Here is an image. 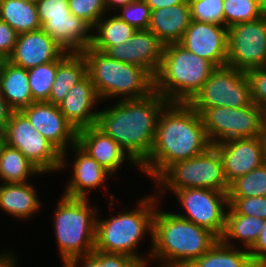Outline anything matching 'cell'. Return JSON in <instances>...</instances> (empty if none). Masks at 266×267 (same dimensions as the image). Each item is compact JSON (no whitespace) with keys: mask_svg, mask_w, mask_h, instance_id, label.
<instances>
[{"mask_svg":"<svg viewBox=\"0 0 266 267\" xmlns=\"http://www.w3.org/2000/svg\"><path fill=\"white\" fill-rule=\"evenodd\" d=\"M72 15L84 20L92 28L107 13L105 0H68Z\"/></svg>","mask_w":266,"mask_h":267,"instance_id":"obj_38","label":"cell"},{"mask_svg":"<svg viewBox=\"0 0 266 267\" xmlns=\"http://www.w3.org/2000/svg\"><path fill=\"white\" fill-rule=\"evenodd\" d=\"M6 144L17 148L42 173L60 171L62 153L49 142L21 111H14L3 130Z\"/></svg>","mask_w":266,"mask_h":267,"instance_id":"obj_12","label":"cell"},{"mask_svg":"<svg viewBox=\"0 0 266 267\" xmlns=\"http://www.w3.org/2000/svg\"><path fill=\"white\" fill-rule=\"evenodd\" d=\"M70 150L74 155L71 166L72 176L69 178L62 195L70 198H90L89 195L92 190L103 187L108 195L109 187L106 182L114 175L84 152L77 144L71 146Z\"/></svg>","mask_w":266,"mask_h":267,"instance_id":"obj_18","label":"cell"},{"mask_svg":"<svg viewBox=\"0 0 266 267\" xmlns=\"http://www.w3.org/2000/svg\"><path fill=\"white\" fill-rule=\"evenodd\" d=\"M53 213L54 233L63 267L94 251L98 209L90 198L61 194Z\"/></svg>","mask_w":266,"mask_h":267,"instance_id":"obj_6","label":"cell"},{"mask_svg":"<svg viewBox=\"0 0 266 267\" xmlns=\"http://www.w3.org/2000/svg\"><path fill=\"white\" fill-rule=\"evenodd\" d=\"M14 251L11 250H2L0 252V267H16L17 266V256L12 253Z\"/></svg>","mask_w":266,"mask_h":267,"instance_id":"obj_44","label":"cell"},{"mask_svg":"<svg viewBox=\"0 0 266 267\" xmlns=\"http://www.w3.org/2000/svg\"><path fill=\"white\" fill-rule=\"evenodd\" d=\"M201 118L212 145L264 134V110L255 103L243 108L210 107L201 114Z\"/></svg>","mask_w":266,"mask_h":267,"instance_id":"obj_10","label":"cell"},{"mask_svg":"<svg viewBox=\"0 0 266 267\" xmlns=\"http://www.w3.org/2000/svg\"><path fill=\"white\" fill-rule=\"evenodd\" d=\"M159 203L156 194L152 193L139 198L133 209L119 211L114 216L109 214L104 219L97 214L94 250L125 254L147 267L153 246V218ZM145 235L151 240L148 254L138 252Z\"/></svg>","mask_w":266,"mask_h":267,"instance_id":"obj_4","label":"cell"},{"mask_svg":"<svg viewBox=\"0 0 266 267\" xmlns=\"http://www.w3.org/2000/svg\"><path fill=\"white\" fill-rule=\"evenodd\" d=\"M136 0H105V8L107 13H114L120 7L130 4ZM112 10V11H111Z\"/></svg>","mask_w":266,"mask_h":267,"instance_id":"obj_46","label":"cell"},{"mask_svg":"<svg viewBox=\"0 0 266 267\" xmlns=\"http://www.w3.org/2000/svg\"><path fill=\"white\" fill-rule=\"evenodd\" d=\"M216 67L179 43L164 46L162 63L154 77V91L168 102L188 103Z\"/></svg>","mask_w":266,"mask_h":267,"instance_id":"obj_7","label":"cell"},{"mask_svg":"<svg viewBox=\"0 0 266 267\" xmlns=\"http://www.w3.org/2000/svg\"><path fill=\"white\" fill-rule=\"evenodd\" d=\"M259 5L262 15L266 17V0H259Z\"/></svg>","mask_w":266,"mask_h":267,"instance_id":"obj_49","label":"cell"},{"mask_svg":"<svg viewBox=\"0 0 266 267\" xmlns=\"http://www.w3.org/2000/svg\"><path fill=\"white\" fill-rule=\"evenodd\" d=\"M224 26L230 28L242 22L261 18L259 0H223Z\"/></svg>","mask_w":266,"mask_h":267,"instance_id":"obj_34","label":"cell"},{"mask_svg":"<svg viewBox=\"0 0 266 267\" xmlns=\"http://www.w3.org/2000/svg\"><path fill=\"white\" fill-rule=\"evenodd\" d=\"M18 33L0 19V60H8L15 48Z\"/></svg>","mask_w":266,"mask_h":267,"instance_id":"obj_41","label":"cell"},{"mask_svg":"<svg viewBox=\"0 0 266 267\" xmlns=\"http://www.w3.org/2000/svg\"><path fill=\"white\" fill-rule=\"evenodd\" d=\"M264 133L266 134V110L264 111Z\"/></svg>","mask_w":266,"mask_h":267,"instance_id":"obj_50","label":"cell"},{"mask_svg":"<svg viewBox=\"0 0 266 267\" xmlns=\"http://www.w3.org/2000/svg\"><path fill=\"white\" fill-rule=\"evenodd\" d=\"M173 195L184 210V214L176 212L177 216L210 230L218 238L222 236L229 208L227 193L207 188H183Z\"/></svg>","mask_w":266,"mask_h":267,"instance_id":"obj_13","label":"cell"},{"mask_svg":"<svg viewBox=\"0 0 266 267\" xmlns=\"http://www.w3.org/2000/svg\"><path fill=\"white\" fill-rule=\"evenodd\" d=\"M228 201L236 214L266 219V196L228 198Z\"/></svg>","mask_w":266,"mask_h":267,"instance_id":"obj_39","label":"cell"},{"mask_svg":"<svg viewBox=\"0 0 266 267\" xmlns=\"http://www.w3.org/2000/svg\"><path fill=\"white\" fill-rule=\"evenodd\" d=\"M191 20L224 25L223 0H189Z\"/></svg>","mask_w":266,"mask_h":267,"instance_id":"obj_36","label":"cell"},{"mask_svg":"<svg viewBox=\"0 0 266 267\" xmlns=\"http://www.w3.org/2000/svg\"><path fill=\"white\" fill-rule=\"evenodd\" d=\"M6 145L5 135L3 131H0V156L2 154L3 148Z\"/></svg>","mask_w":266,"mask_h":267,"instance_id":"obj_48","label":"cell"},{"mask_svg":"<svg viewBox=\"0 0 266 267\" xmlns=\"http://www.w3.org/2000/svg\"><path fill=\"white\" fill-rule=\"evenodd\" d=\"M213 146L221 157L229 184L263 165L261 137L230 139Z\"/></svg>","mask_w":266,"mask_h":267,"instance_id":"obj_19","label":"cell"},{"mask_svg":"<svg viewBox=\"0 0 266 267\" xmlns=\"http://www.w3.org/2000/svg\"><path fill=\"white\" fill-rule=\"evenodd\" d=\"M189 3L151 10L148 30L153 32L164 45L179 43L190 25Z\"/></svg>","mask_w":266,"mask_h":267,"instance_id":"obj_24","label":"cell"},{"mask_svg":"<svg viewBox=\"0 0 266 267\" xmlns=\"http://www.w3.org/2000/svg\"><path fill=\"white\" fill-rule=\"evenodd\" d=\"M179 44L216 68L227 66L228 28L224 25L191 20Z\"/></svg>","mask_w":266,"mask_h":267,"instance_id":"obj_16","label":"cell"},{"mask_svg":"<svg viewBox=\"0 0 266 267\" xmlns=\"http://www.w3.org/2000/svg\"><path fill=\"white\" fill-rule=\"evenodd\" d=\"M76 144L112 175L119 172L125 162L140 171V166L127 152L96 125L78 131Z\"/></svg>","mask_w":266,"mask_h":267,"instance_id":"obj_20","label":"cell"},{"mask_svg":"<svg viewBox=\"0 0 266 267\" xmlns=\"http://www.w3.org/2000/svg\"><path fill=\"white\" fill-rule=\"evenodd\" d=\"M253 103L246 72L217 67L188 104L200 115L210 107L243 108Z\"/></svg>","mask_w":266,"mask_h":267,"instance_id":"obj_9","label":"cell"},{"mask_svg":"<svg viewBox=\"0 0 266 267\" xmlns=\"http://www.w3.org/2000/svg\"><path fill=\"white\" fill-rule=\"evenodd\" d=\"M266 196V165L251 170L229 184L228 198Z\"/></svg>","mask_w":266,"mask_h":267,"instance_id":"obj_32","label":"cell"},{"mask_svg":"<svg viewBox=\"0 0 266 267\" xmlns=\"http://www.w3.org/2000/svg\"><path fill=\"white\" fill-rule=\"evenodd\" d=\"M0 19L7 22L18 34L42 28L36 2L27 0H0Z\"/></svg>","mask_w":266,"mask_h":267,"instance_id":"obj_30","label":"cell"},{"mask_svg":"<svg viewBox=\"0 0 266 267\" xmlns=\"http://www.w3.org/2000/svg\"><path fill=\"white\" fill-rule=\"evenodd\" d=\"M248 76L252 101L262 110H266V67L255 68L246 72Z\"/></svg>","mask_w":266,"mask_h":267,"instance_id":"obj_40","label":"cell"},{"mask_svg":"<svg viewBox=\"0 0 266 267\" xmlns=\"http://www.w3.org/2000/svg\"><path fill=\"white\" fill-rule=\"evenodd\" d=\"M186 267H256L250 253L241 246L232 247L220 239L201 257Z\"/></svg>","mask_w":266,"mask_h":267,"instance_id":"obj_28","label":"cell"},{"mask_svg":"<svg viewBox=\"0 0 266 267\" xmlns=\"http://www.w3.org/2000/svg\"><path fill=\"white\" fill-rule=\"evenodd\" d=\"M87 75L86 59L81 52H65L58 59L54 83L47 102L58 105L70 89Z\"/></svg>","mask_w":266,"mask_h":267,"instance_id":"obj_26","label":"cell"},{"mask_svg":"<svg viewBox=\"0 0 266 267\" xmlns=\"http://www.w3.org/2000/svg\"><path fill=\"white\" fill-rule=\"evenodd\" d=\"M98 102L102 101L87 74L70 89L58 107L67 122L78 132L96 125L99 110L95 108L98 106Z\"/></svg>","mask_w":266,"mask_h":267,"instance_id":"obj_21","label":"cell"},{"mask_svg":"<svg viewBox=\"0 0 266 267\" xmlns=\"http://www.w3.org/2000/svg\"><path fill=\"white\" fill-rule=\"evenodd\" d=\"M44 174L17 148L4 146L0 156V183H25L31 181L30 177Z\"/></svg>","mask_w":266,"mask_h":267,"instance_id":"obj_31","label":"cell"},{"mask_svg":"<svg viewBox=\"0 0 266 267\" xmlns=\"http://www.w3.org/2000/svg\"><path fill=\"white\" fill-rule=\"evenodd\" d=\"M42 29L67 52H82L91 46L92 27L72 15L68 0H38Z\"/></svg>","mask_w":266,"mask_h":267,"instance_id":"obj_11","label":"cell"},{"mask_svg":"<svg viewBox=\"0 0 266 267\" xmlns=\"http://www.w3.org/2000/svg\"><path fill=\"white\" fill-rule=\"evenodd\" d=\"M227 66L243 72L266 67V17L228 28Z\"/></svg>","mask_w":266,"mask_h":267,"instance_id":"obj_14","label":"cell"},{"mask_svg":"<svg viewBox=\"0 0 266 267\" xmlns=\"http://www.w3.org/2000/svg\"><path fill=\"white\" fill-rule=\"evenodd\" d=\"M58 60L28 69L33 102L48 101L55 80Z\"/></svg>","mask_w":266,"mask_h":267,"instance_id":"obj_33","label":"cell"},{"mask_svg":"<svg viewBox=\"0 0 266 267\" xmlns=\"http://www.w3.org/2000/svg\"><path fill=\"white\" fill-rule=\"evenodd\" d=\"M265 219L236 214L230 207L226 213L225 228L219 238L223 243L237 247L236 242L249 250L257 241L262 231ZM232 241V242H230Z\"/></svg>","mask_w":266,"mask_h":267,"instance_id":"obj_27","label":"cell"},{"mask_svg":"<svg viewBox=\"0 0 266 267\" xmlns=\"http://www.w3.org/2000/svg\"><path fill=\"white\" fill-rule=\"evenodd\" d=\"M20 111L28 118L35 129L62 153L60 172L65 170L69 166L67 160L70 161V158L67 157L70 154L67 152H70L68 150L70 146L76 144L77 132L67 122L58 105L47 101L33 102Z\"/></svg>","mask_w":266,"mask_h":267,"instance_id":"obj_15","label":"cell"},{"mask_svg":"<svg viewBox=\"0 0 266 267\" xmlns=\"http://www.w3.org/2000/svg\"><path fill=\"white\" fill-rule=\"evenodd\" d=\"M156 206L153 218V246L149 258L157 267H186L204 255L219 238L210 230L197 226L174 212ZM152 259V260H151Z\"/></svg>","mask_w":266,"mask_h":267,"instance_id":"obj_3","label":"cell"},{"mask_svg":"<svg viewBox=\"0 0 266 267\" xmlns=\"http://www.w3.org/2000/svg\"><path fill=\"white\" fill-rule=\"evenodd\" d=\"M248 251L256 267H266V219L257 241Z\"/></svg>","mask_w":266,"mask_h":267,"instance_id":"obj_42","label":"cell"},{"mask_svg":"<svg viewBox=\"0 0 266 267\" xmlns=\"http://www.w3.org/2000/svg\"><path fill=\"white\" fill-rule=\"evenodd\" d=\"M14 111L0 92V131L5 129Z\"/></svg>","mask_w":266,"mask_h":267,"instance_id":"obj_43","label":"cell"},{"mask_svg":"<svg viewBox=\"0 0 266 267\" xmlns=\"http://www.w3.org/2000/svg\"><path fill=\"white\" fill-rule=\"evenodd\" d=\"M81 53L102 103L111 98L142 99L154 92V77L146 69L110 58L91 46Z\"/></svg>","mask_w":266,"mask_h":267,"instance_id":"obj_5","label":"cell"},{"mask_svg":"<svg viewBox=\"0 0 266 267\" xmlns=\"http://www.w3.org/2000/svg\"><path fill=\"white\" fill-rule=\"evenodd\" d=\"M168 103L155 91L142 99L110 102L99 110L96 126L140 166L152 151L158 119Z\"/></svg>","mask_w":266,"mask_h":267,"instance_id":"obj_2","label":"cell"},{"mask_svg":"<svg viewBox=\"0 0 266 267\" xmlns=\"http://www.w3.org/2000/svg\"><path fill=\"white\" fill-rule=\"evenodd\" d=\"M70 267H143L135 258L121 253L94 250L79 257Z\"/></svg>","mask_w":266,"mask_h":267,"instance_id":"obj_35","label":"cell"},{"mask_svg":"<svg viewBox=\"0 0 266 267\" xmlns=\"http://www.w3.org/2000/svg\"><path fill=\"white\" fill-rule=\"evenodd\" d=\"M114 13L136 30H147L149 28L151 8L144 0H136L122 6Z\"/></svg>","mask_w":266,"mask_h":267,"instance_id":"obj_37","label":"cell"},{"mask_svg":"<svg viewBox=\"0 0 266 267\" xmlns=\"http://www.w3.org/2000/svg\"><path fill=\"white\" fill-rule=\"evenodd\" d=\"M65 52L66 50L41 28L18 34L14 51L8 61L28 70L47 62L56 61Z\"/></svg>","mask_w":266,"mask_h":267,"instance_id":"obj_22","label":"cell"},{"mask_svg":"<svg viewBox=\"0 0 266 267\" xmlns=\"http://www.w3.org/2000/svg\"><path fill=\"white\" fill-rule=\"evenodd\" d=\"M263 164L266 165V134L261 136Z\"/></svg>","mask_w":266,"mask_h":267,"instance_id":"obj_47","label":"cell"},{"mask_svg":"<svg viewBox=\"0 0 266 267\" xmlns=\"http://www.w3.org/2000/svg\"><path fill=\"white\" fill-rule=\"evenodd\" d=\"M210 146L201 115L188 103L169 102L159 116L152 151L140 171L154 181L171 164L199 155Z\"/></svg>","mask_w":266,"mask_h":267,"instance_id":"obj_1","label":"cell"},{"mask_svg":"<svg viewBox=\"0 0 266 267\" xmlns=\"http://www.w3.org/2000/svg\"><path fill=\"white\" fill-rule=\"evenodd\" d=\"M151 182L155 184V191L158 188L154 193L160 201L169 191L172 194L183 188L229 191L221 157L213 145L199 155L171 164Z\"/></svg>","mask_w":266,"mask_h":267,"instance_id":"obj_8","label":"cell"},{"mask_svg":"<svg viewBox=\"0 0 266 267\" xmlns=\"http://www.w3.org/2000/svg\"><path fill=\"white\" fill-rule=\"evenodd\" d=\"M136 29L121 20L115 13H106L92 29L91 47L105 52L109 47L127 42Z\"/></svg>","mask_w":266,"mask_h":267,"instance_id":"obj_29","label":"cell"},{"mask_svg":"<svg viewBox=\"0 0 266 267\" xmlns=\"http://www.w3.org/2000/svg\"><path fill=\"white\" fill-rule=\"evenodd\" d=\"M38 189L30 181L25 183L0 184V210L20 221L31 220L32 215L40 213L43 203Z\"/></svg>","mask_w":266,"mask_h":267,"instance_id":"obj_23","label":"cell"},{"mask_svg":"<svg viewBox=\"0 0 266 267\" xmlns=\"http://www.w3.org/2000/svg\"><path fill=\"white\" fill-rule=\"evenodd\" d=\"M0 92L15 111H20L33 103L28 70L13 65L8 60H1Z\"/></svg>","mask_w":266,"mask_h":267,"instance_id":"obj_25","label":"cell"},{"mask_svg":"<svg viewBox=\"0 0 266 267\" xmlns=\"http://www.w3.org/2000/svg\"><path fill=\"white\" fill-rule=\"evenodd\" d=\"M151 10L170 7L172 5L188 3L189 0H144Z\"/></svg>","mask_w":266,"mask_h":267,"instance_id":"obj_45","label":"cell"},{"mask_svg":"<svg viewBox=\"0 0 266 267\" xmlns=\"http://www.w3.org/2000/svg\"><path fill=\"white\" fill-rule=\"evenodd\" d=\"M164 46L150 30H136L127 42L111 46L104 53L115 60L144 68L155 77L162 63Z\"/></svg>","mask_w":266,"mask_h":267,"instance_id":"obj_17","label":"cell"}]
</instances>
